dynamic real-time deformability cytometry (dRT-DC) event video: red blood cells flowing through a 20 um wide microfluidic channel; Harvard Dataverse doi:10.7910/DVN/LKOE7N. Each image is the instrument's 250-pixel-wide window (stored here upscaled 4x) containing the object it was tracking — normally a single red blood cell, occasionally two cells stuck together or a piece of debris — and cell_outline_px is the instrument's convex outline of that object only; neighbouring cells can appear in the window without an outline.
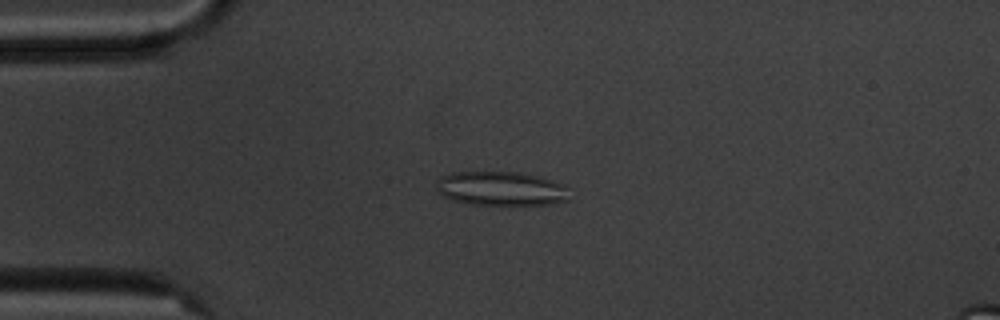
{"species": "common noctule bat (a hibernating species)", "species_latin": "Nyctalus noctula", "temperature_condition": "cold", "stored_images_in_passage": 3, "camera_frame_rate_fps": 3000, "um_per_image_px": 0.085, "animal": {"sex": "male", "body_mass_g": 20.1, "forearm_length_mm": 53.5}, "frame": {"image": 1, "passage_image": 2, "time_ms": 1.333, "image_size_px": [1000, 320], "cell_outline_px": [[568, 200], [552, 204], [472, 204], [452, 200], [444, 196], [436, 188], [436, 180], [440, 176], [452, 172], [516, 172], [536, 176], [564, 184], [568, 188]], "centroid_in_image_um": [42.56, 16.02], "position_along_channel_um": 42.4, "area_um2": 26.3}}